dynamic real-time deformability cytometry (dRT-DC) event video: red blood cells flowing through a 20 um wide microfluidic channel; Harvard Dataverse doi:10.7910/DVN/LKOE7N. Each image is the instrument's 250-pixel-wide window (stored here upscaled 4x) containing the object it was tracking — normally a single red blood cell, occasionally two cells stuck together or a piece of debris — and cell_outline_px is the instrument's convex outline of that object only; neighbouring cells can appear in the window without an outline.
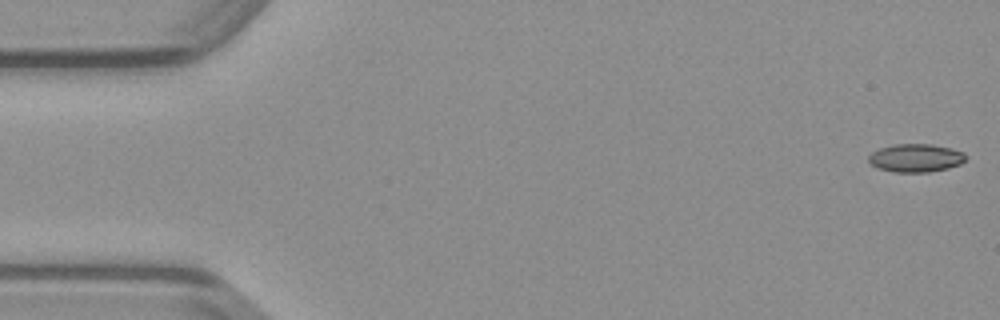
{"species": "common noctule bat (a hibernating species)", "species_latin": "Nyctalus noctula", "temperature_condition": "warm", "stored_images_in_passage": 49, "camera_frame_rate_fps": 3000, "um_per_image_px": 0.085, "animal": {"sex": "male", "body_mass_g": 23.1, "forearm_length_mm": 52.7}, "frame": {"image": 1, "passage_image": 1, "time_ms": 0.0, "image_size_px": [1000, 320], "cell_outline_px": [[968, 156], [960, 164], [948, 168], [928, 172], [892, 172], [876, 168], [868, 160], [868, 156], [872, 152], [880, 148], [892, 144], [932, 144], [952, 148], [964, 152]], "centroid_in_image_um": [77.84, 13.42], "position_along_channel_um": 7.2, "area_um2": 16.13}}
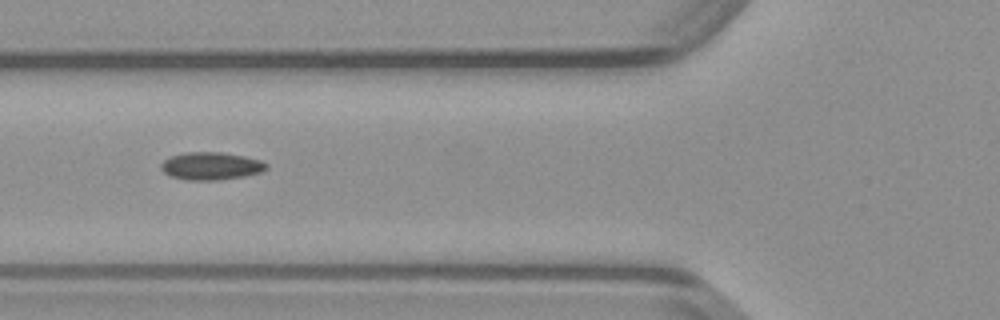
{"frame": {"image": 2, "passage_image": 18, "time_ms": 5.667, "image_size_px": [1000, 320], "cell_outline_px": [[268, 168], [260, 172], [244, 176], [216, 180], [184, 180], [172, 176], [164, 172], [160, 168], [160, 164], [168, 156], [184, 152], [224, 152], [244, 156], [260, 160], [268, 164]], "centroid_in_image_um": [17.91, 14.1], "position_along_channel_um": 107.9, "area_um2": 17.11}}
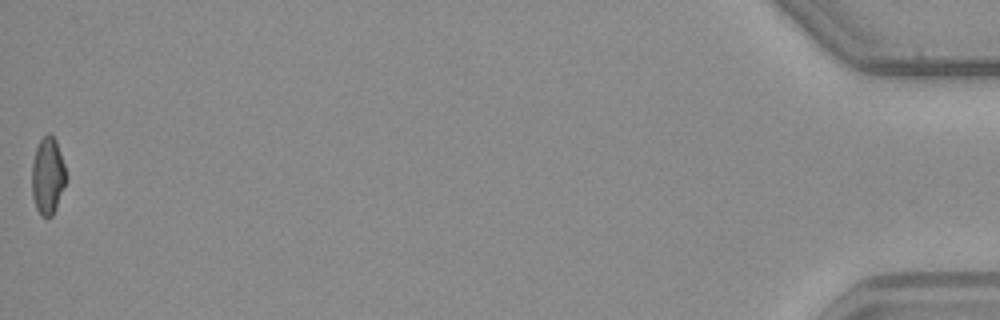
{"frame": {"image": 3, "passage_image": 49, "time_ms": 16.0, "image_size_px": [1000, 320], "cell_outline_px": [[68, 176], [56, 208], [52, 216], [40, 216], [36, 208], [32, 196], [32, 164], [36, 148], [40, 140], [48, 132], [56, 140]], "centroid_in_image_um": [4.06, 14.96], "position_along_channel_um": 431.1, "area_um2": 15.37}}